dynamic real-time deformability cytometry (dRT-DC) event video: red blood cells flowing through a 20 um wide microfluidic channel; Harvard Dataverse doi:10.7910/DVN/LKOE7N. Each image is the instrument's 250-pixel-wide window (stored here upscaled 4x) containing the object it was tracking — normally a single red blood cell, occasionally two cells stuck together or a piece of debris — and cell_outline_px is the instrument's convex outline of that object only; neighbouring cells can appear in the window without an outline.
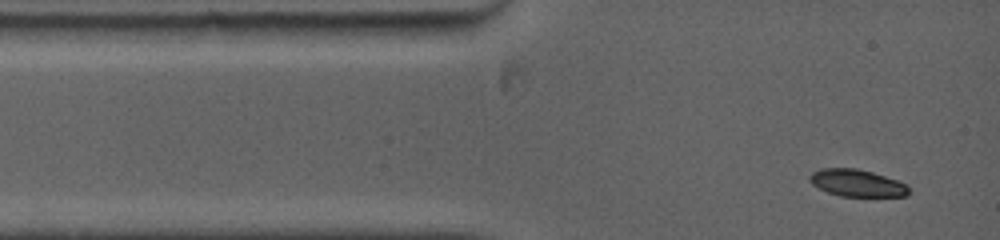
{"species": "common noctule bat (a hibernating species)", "species_latin": "Nyctalus noctula", "temperature_condition": "warm", "stored_images_in_passage": 13, "camera_frame_rate_fps": 5000, "um_per_image_px": 0.085, "animal": {"sex": "female", "body_mass_g": 19.0, "forearm_length_mm": 53.3}, "frame": {"image": 1, "passage_image": 1, "time_ms": 0.0, "image_size_px": [1000, 240], "cell_outline_px": [[908, 196], [840, 196], [828, 192], [812, 184], [808, 180], [808, 176], [812, 172], [820, 168], [856, 168], [872, 172], [896, 180], [904, 184], [908, 188]], "centroid_in_image_um": [72.79, 15.55], "position_along_channel_um": 12.2, "area_um2": 15.49}}
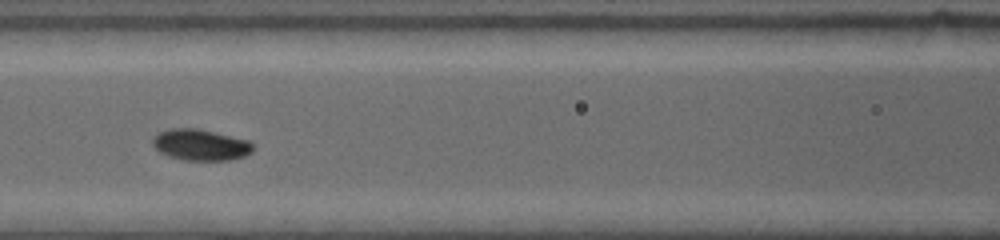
{"frame": {"image": 2, "passage_image": 6, "time_ms": 4.4, "image_size_px": [1000, 240], "cell_outline_px": [[252, 152], [244, 156], [232, 160], [184, 160], [168, 156], [160, 152], [152, 144], [152, 136], [168, 128], [196, 128], [248, 140], [252, 144]], "centroid_in_image_um": [17.01, 12.31], "position_along_channel_um": 149.6, "area_um2": 18.21}}
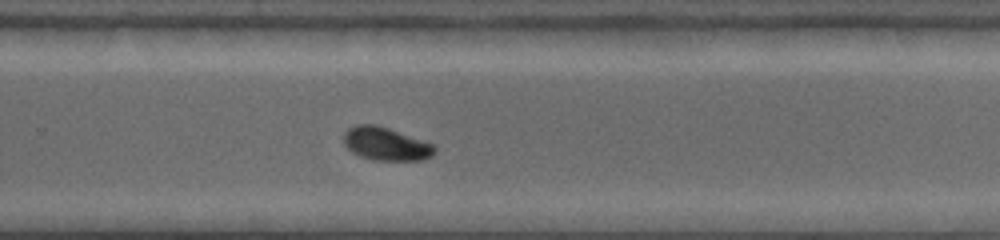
{"frame": {"image": 3, "passage_image": 13, "time_ms": 8.2, "image_size_px": [1000, 240], "cell_outline_px": [[436, 152], [432, 156], [424, 160], [372, 160], [360, 156], [352, 152], [344, 144], [344, 132], [348, 128], [356, 124], [376, 124], [388, 128], [432, 144], [436, 148]], "centroid_in_image_um": [32.78, 12.23], "position_along_channel_um": 297.0, "area_um2": 17.51}}